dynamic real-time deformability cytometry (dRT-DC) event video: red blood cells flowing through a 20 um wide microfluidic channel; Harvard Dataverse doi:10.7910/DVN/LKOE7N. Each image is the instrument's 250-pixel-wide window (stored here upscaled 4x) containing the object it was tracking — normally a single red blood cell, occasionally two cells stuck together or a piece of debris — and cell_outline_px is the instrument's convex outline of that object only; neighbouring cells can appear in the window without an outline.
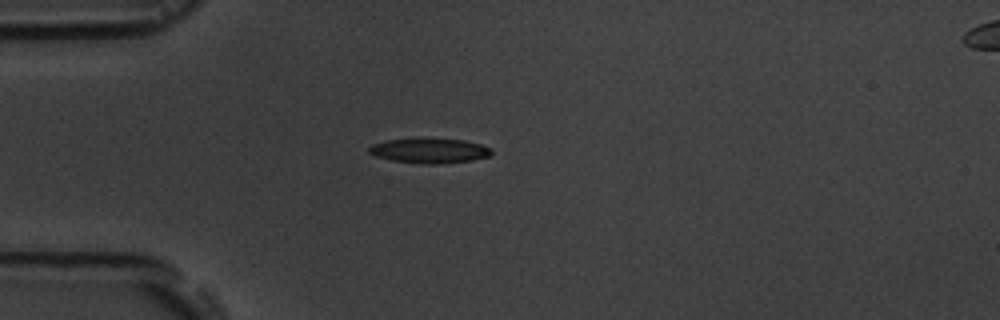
{"species": "common noctule bat (a hibernating species)", "species_latin": "Nyctalus noctula", "temperature_condition": "room temperature", "stored_images_in_passage": 4, "camera_frame_rate_fps": 3000, "um_per_image_px": 0.085, "animal": {"sex": "male", "body_mass_g": 19.5, "forearm_length_mm": 54.6}, "frame": {"image": 1, "passage_image": 3, "time_ms": 2.333, "image_size_px": [1000, 320], "cell_outline_px": [[492, 152], [488, 156], [472, 160], [440, 164], [420, 164], [392, 160], [376, 156], [368, 152], [368, 148], [372, 144], [384, 140], [412, 136], [416, 136], [464, 140], [480, 144], [488, 148]], "centroid_in_image_um": [36.42, 12.77], "position_along_channel_um": 48.6, "area_um2": 18.38}}